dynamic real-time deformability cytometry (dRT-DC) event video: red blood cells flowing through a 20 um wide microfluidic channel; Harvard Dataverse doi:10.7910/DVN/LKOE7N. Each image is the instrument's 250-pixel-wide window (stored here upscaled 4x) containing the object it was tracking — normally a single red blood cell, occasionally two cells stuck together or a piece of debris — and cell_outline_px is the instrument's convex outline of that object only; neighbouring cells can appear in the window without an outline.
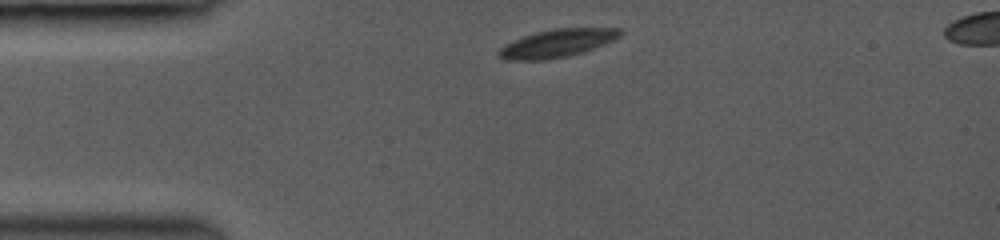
{"species": "common noctule bat (a hibernating species)", "species_latin": "Nyctalus noctula", "temperature_condition": "room temperature", "stored_images_in_passage": 8, "camera_frame_rate_fps": 3000, "um_per_image_px": 0.085, "animal": {"sex": "female", "body_mass_g": 19.0, "forearm_length_mm": 53.3}, "frame": {"image": 1, "passage_image": 1, "time_ms": 0.0, "image_size_px": [1000, 240], "cell_outline_px": [[624, 32], [620, 36], [604, 44], [584, 52], [568, 56], [548, 60], [508, 60], [496, 56], [496, 52], [504, 44], [524, 36], [536, 32], [556, 28], [620, 28]], "centroid_in_image_um": [47.34, 3.68], "position_along_channel_um": 37.7, "area_um2": 19.88}}
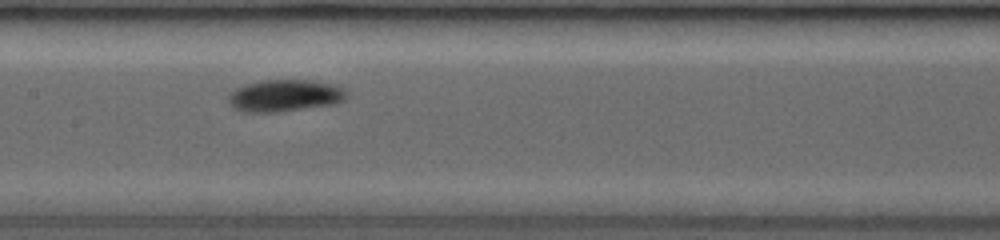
{"frame": {"image": 2, "passage_image": 6, "time_ms": 4.333, "image_size_px": [1000, 240], "cell_outline_px": [[348, 96], [344, 100], [336, 104], [280, 112], [244, 112], [232, 108], [228, 100], [228, 96], [236, 88], [244, 84], [260, 80], [312, 80], [344, 88], [348, 92]], "centroid_in_image_um": [24.2, 8.13], "position_along_channel_um": 183.2, "area_um2": 22.25}}
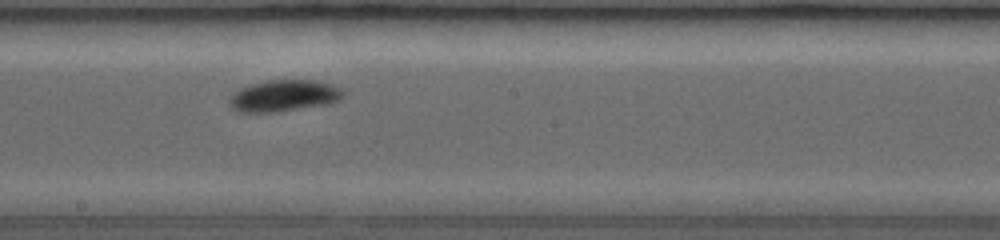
{"frame": {"image": 3, "passage_image": 7, "time_ms": 5.333, "image_size_px": [1000, 240], "cell_outline_px": [[344, 96], [340, 100], [328, 104], [276, 112], [236, 112], [228, 104], [228, 100], [240, 88], [252, 84], [268, 80], [316, 80], [332, 84], [340, 88], [344, 92]], "centroid_in_image_um": [24.15, 8.14], "position_along_channel_um": 224.1, "area_um2": 20.98}}